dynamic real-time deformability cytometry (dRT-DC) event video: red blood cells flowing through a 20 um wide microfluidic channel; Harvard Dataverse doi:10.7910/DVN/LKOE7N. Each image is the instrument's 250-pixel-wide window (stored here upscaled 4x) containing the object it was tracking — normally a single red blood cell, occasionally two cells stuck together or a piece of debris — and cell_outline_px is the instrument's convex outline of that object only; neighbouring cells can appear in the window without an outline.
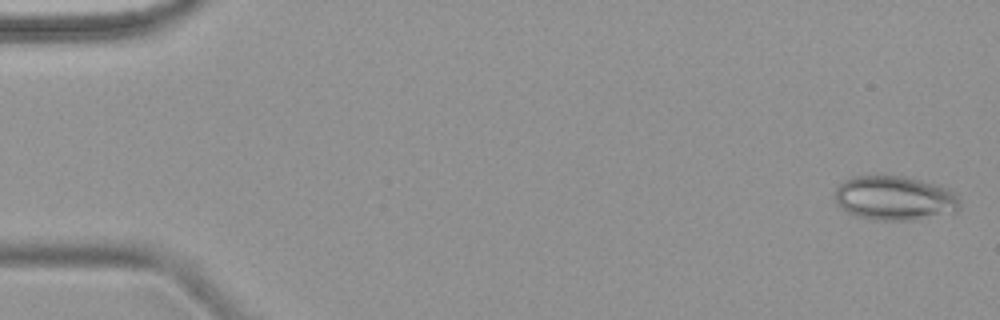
{"species": "common noctule bat (a hibernating species)", "species_latin": "Nyctalus noctula", "temperature_condition": "warm", "stored_images_in_passage": 4, "camera_frame_rate_fps": 3000, "um_per_image_px": 0.085, "animal": {"sex": "female", "body_mass_g": 18.4}, "frame": {"image": 1, "passage_image": 1, "time_ms": 0.0, "image_size_px": [1000, 320], "cell_outline_px": [[960, 208], [956, 212], [912, 220], [876, 220], [860, 216], [848, 212], [840, 208], [836, 204], [836, 188], [844, 180], [852, 176], [904, 176], [936, 184], [948, 188], [956, 192], [960, 200]], "centroid_in_image_um": [76.08, 16.84], "position_along_channel_um": 8.9, "area_um2": 32.37}}